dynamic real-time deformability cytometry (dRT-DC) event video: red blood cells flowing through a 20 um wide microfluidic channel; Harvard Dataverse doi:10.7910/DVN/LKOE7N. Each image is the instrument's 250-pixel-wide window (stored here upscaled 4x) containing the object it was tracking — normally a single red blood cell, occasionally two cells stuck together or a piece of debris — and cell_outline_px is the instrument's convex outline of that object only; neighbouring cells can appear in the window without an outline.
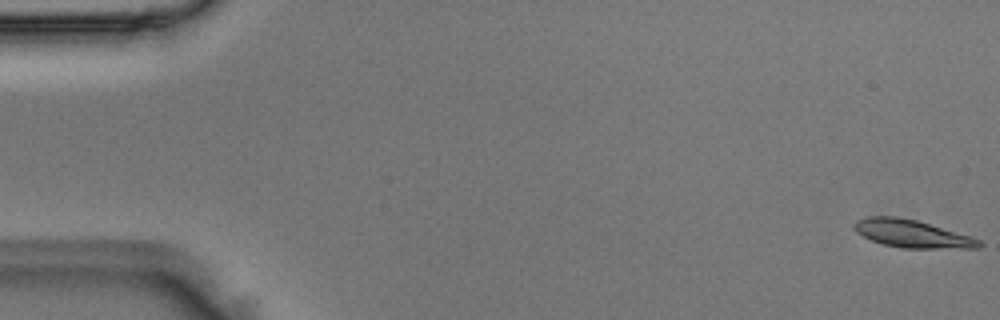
{"species": "Egyptian fruit bat (a non-hibernating species)", "species_latin": "Rousettus aegyptiacus", "temperature_condition": "room temperature", "stored_images_in_passage": 50, "camera_frame_rate_fps": 3000, "um_per_image_px": 0.085, "animal": {"sex": "male"}, "frame": {"image": 1, "passage_image": 1, "time_ms": 0.0, "image_size_px": [1000, 320], "cell_outline_px": [[984, 244], [980, 248], [904, 248], [884, 244], [872, 240], [856, 232], [852, 228], [852, 224], [856, 220], [868, 216], [896, 216], [916, 220], [972, 236], [980, 240]], "centroid_in_image_um": [77.53, 19.86], "position_along_channel_um": 7.5, "area_um2": 20.23}}
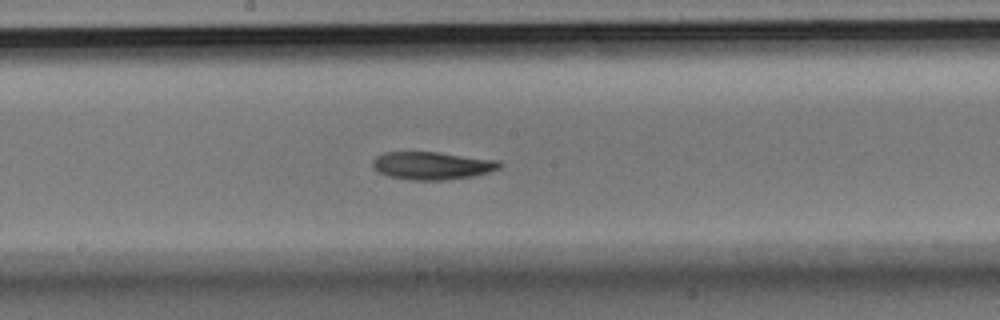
{"frame": {"image": 2, "passage_image": 27, "time_ms": 8.667, "image_size_px": [1000, 320], "cell_outline_px": [[504, 164], [500, 168], [488, 172], [472, 176], [444, 180], [412, 180], [388, 176], [372, 168], [372, 160], [376, 156], [384, 152], [440, 152], [500, 160]], "centroid_in_image_um": [36.74, 14.07], "position_along_channel_um": 211.5, "area_um2": 20.75}}
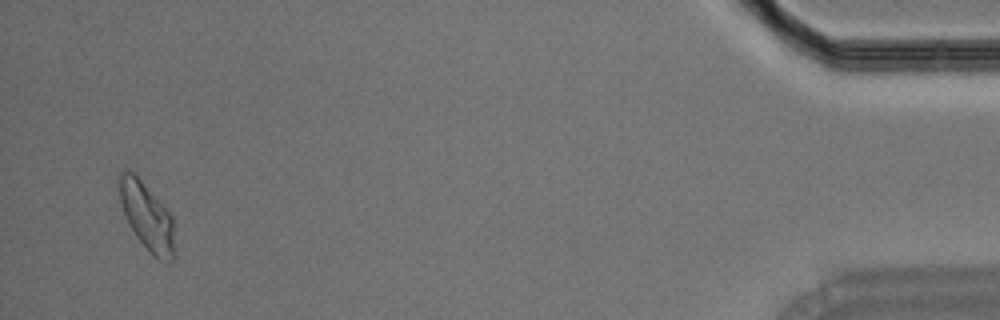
{"frame": {"image": 3, "passage_image": 49, "time_ms": 16.0, "image_size_px": [1000, 320], "cell_outline_px": [[176, 256], [168, 264], [152, 256], [136, 236], [128, 224], [120, 200], [120, 172], [132, 172], [140, 180], [172, 216]], "centroid_in_image_um": [12.54, 18.53], "position_along_channel_um": 422.7, "area_um2": 21.39}}